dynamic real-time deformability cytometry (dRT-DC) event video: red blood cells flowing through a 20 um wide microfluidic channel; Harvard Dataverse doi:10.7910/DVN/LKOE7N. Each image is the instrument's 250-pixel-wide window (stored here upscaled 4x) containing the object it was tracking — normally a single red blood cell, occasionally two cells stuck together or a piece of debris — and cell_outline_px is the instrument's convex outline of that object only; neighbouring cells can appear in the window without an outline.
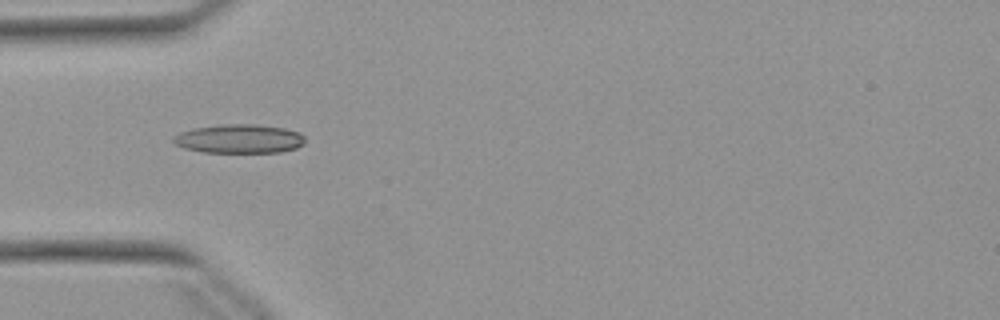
{"species": "Egyptian fruit bat (a non-hibernating species)", "species_latin": "Rousettus aegyptiacus", "temperature_condition": "warm", "stored_images_in_passage": 39, "camera_frame_rate_fps": 3000, "um_per_image_px": 0.085, "animal": {"sex": "female"}, "frame": {"image": 1, "passage_image": 3, "time_ms": 0.667, "image_size_px": [1000, 320], "cell_outline_px": [[304, 144], [296, 148], [280, 152], [200, 152], [184, 148], [176, 144], [172, 140], [172, 136], [180, 132], [192, 128], [220, 124], [256, 124], [284, 128], [300, 132], [304, 136]], "centroid_in_image_um": [20.32, 11.79], "position_along_channel_um": 64.7, "area_um2": 22.37}}
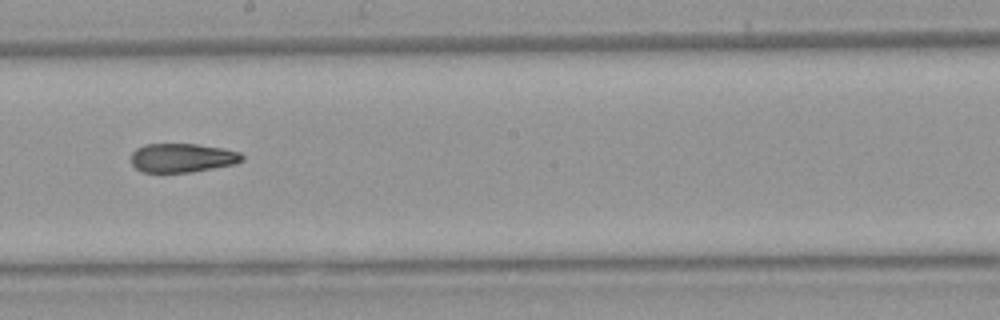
{"frame": {"image": 2, "passage_image": 16, "time_ms": 5.0, "image_size_px": [1000, 320], "cell_outline_px": [[244, 160], [236, 164], [192, 172], [140, 172], [132, 164], [132, 152], [136, 148], [144, 144], [196, 144], [224, 148], [240, 152], [244, 156]], "centroid_in_image_um": [15.52, 13.41], "position_along_channel_um": 232.7, "area_um2": 18.9}}
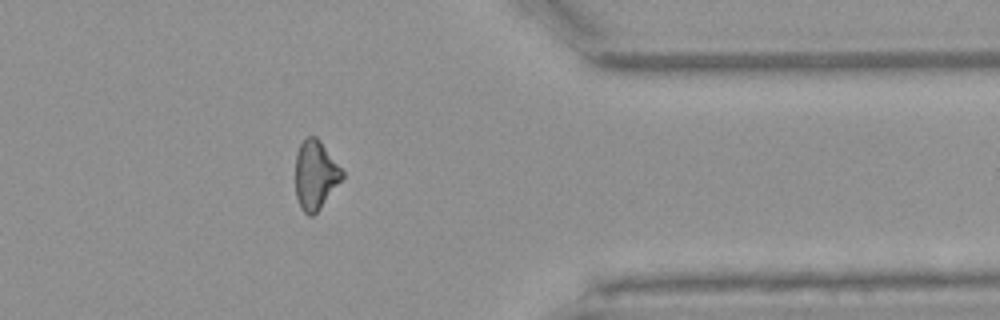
{"frame": {"image": 3, "passage_image": 29, "time_ms": 9.333, "image_size_px": [1000, 320], "cell_outline_px": [[344, 176], [320, 208], [312, 216], [308, 216], [300, 208], [296, 196], [296, 152], [300, 144], [308, 136], [316, 136], [320, 140], [344, 172]], "centroid_in_image_um": [26.8, 14.87], "position_along_channel_um": 384.6, "area_um2": 18.61}, "authors_computed_cell_mechanics": {"area_um2": 19.5364, "velocity_mm_per_s": 3.8905, "shape_relaxation_time_tau1_ms": null, "shape_relaxation_time_tau2_ms": 3.6043, "deformation_change_tau1": null, "deformation_change_tau2": 0.1229}}